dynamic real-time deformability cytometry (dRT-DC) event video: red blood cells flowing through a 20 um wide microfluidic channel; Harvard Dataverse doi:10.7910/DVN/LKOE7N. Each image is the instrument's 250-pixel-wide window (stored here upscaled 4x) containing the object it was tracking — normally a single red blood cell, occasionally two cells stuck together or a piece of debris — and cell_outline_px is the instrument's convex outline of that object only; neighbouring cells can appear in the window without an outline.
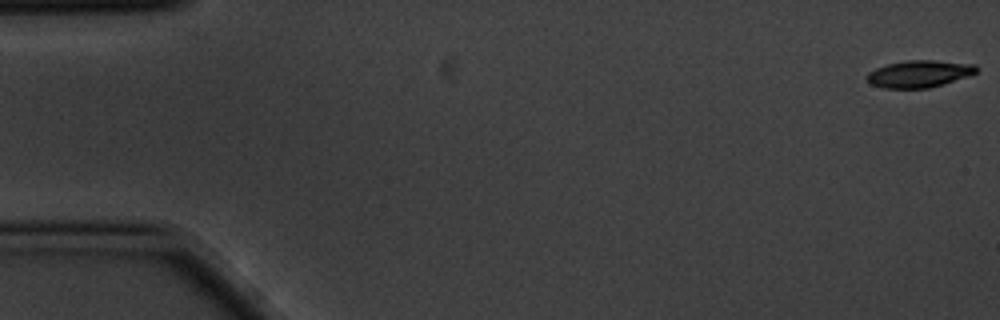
{"species": "common noctule bat (a hibernating species)", "species_latin": "Nyctalus noctula", "temperature_condition": "cold", "stored_images_in_passage": 5, "camera_frame_rate_fps": 3000, "um_per_image_px": 0.085, "animal": {"sex": "male", "body_mass_g": 20.1, "forearm_length_mm": 53.5}, "frame": {"image": 1, "passage_image": 1, "time_ms": 0.0, "image_size_px": [1000, 320], "cell_outline_px": [[980, 68], [976, 72], [968, 76], [944, 84], [928, 88], [884, 88], [872, 84], [864, 76], [868, 72], [876, 68], [888, 64], [908, 60], [932, 60], [976, 64]], "centroid_in_image_um": [78.15, 6.27], "position_along_channel_um": 6.8, "area_um2": 17.28}}
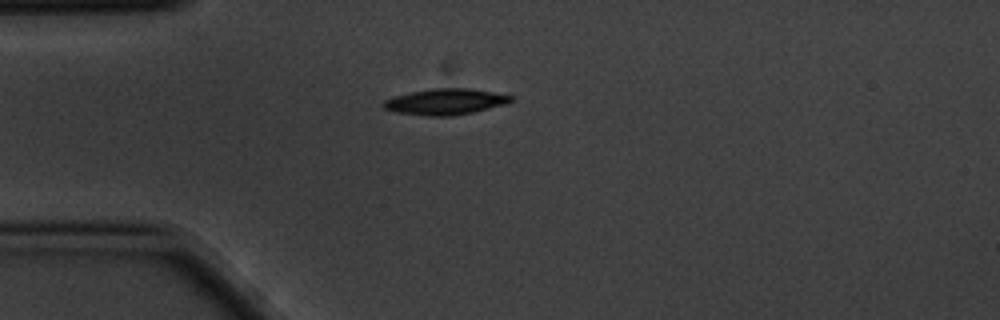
{"frame": {"image": 2, "passage_image": 5, "time_ms": 1.333, "image_size_px": [1000, 320], "cell_outline_px": [[516, 100], [508, 104], [472, 112], [452, 116], [428, 116], [396, 112], [384, 108], [380, 104], [384, 100], [396, 96], [412, 92], [432, 88], [468, 88], [516, 96]], "centroid_in_image_um": [37.92, 8.64], "position_along_channel_um": 47.1, "area_um2": 19.42}}